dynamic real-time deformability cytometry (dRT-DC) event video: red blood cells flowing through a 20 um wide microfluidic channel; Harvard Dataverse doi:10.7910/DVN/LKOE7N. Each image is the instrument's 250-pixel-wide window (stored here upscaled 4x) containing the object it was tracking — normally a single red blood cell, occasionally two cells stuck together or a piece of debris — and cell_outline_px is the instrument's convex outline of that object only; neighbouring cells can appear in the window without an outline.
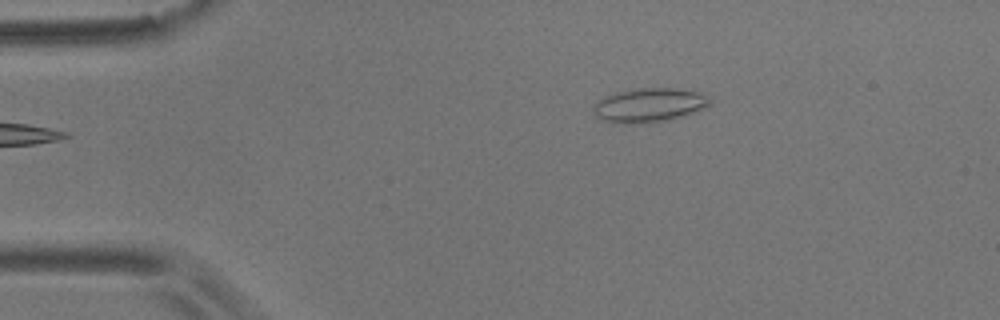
{"species": "common noctule bat (a hibernating species)", "species_latin": "Nyctalus noctula", "temperature_condition": "room temperature", "stored_images_in_passage": 2, "camera_frame_rate_fps": 3000, "um_per_image_px": 0.085, "animal": {"sex": "male", "body_mass_g": 17.9}, "frame": {"image": 1, "passage_image": 2, "time_ms": 1.333, "image_size_px": [1000, 320], "cell_outline_px": [[712, 104], [692, 112], [680, 116], [664, 120], [628, 124], [624, 124], [604, 120], [596, 116], [592, 108], [592, 104], [596, 100], [616, 92], [636, 88], [676, 88], [700, 92], [708, 96], [712, 100]], "centroid_in_image_um": [55.15, 8.91], "position_along_channel_um": 29.9, "area_um2": 23.0}}